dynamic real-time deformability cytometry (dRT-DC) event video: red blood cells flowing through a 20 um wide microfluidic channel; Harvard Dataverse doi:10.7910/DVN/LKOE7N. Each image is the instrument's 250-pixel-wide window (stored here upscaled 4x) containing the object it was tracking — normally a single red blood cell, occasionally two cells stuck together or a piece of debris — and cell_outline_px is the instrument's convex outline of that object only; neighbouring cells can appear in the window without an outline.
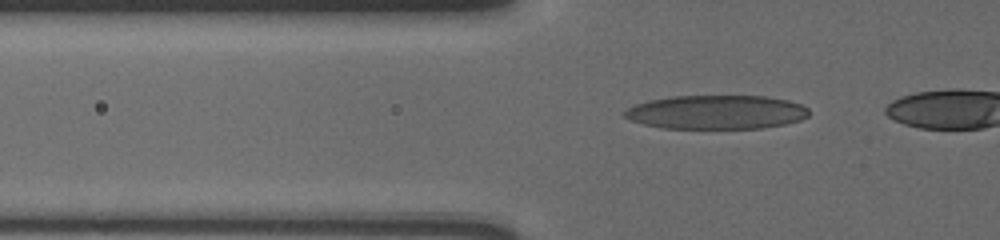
{"species": "human", "species_latin": "Homo sapiens", "temperature_condition": "cold", "stored_images_in_passage": 36, "camera_frame_rate_fps": 3000, "um_per_image_px": 0.085, "donor": {"sex": "male"}, "frame": {"image": 1, "passage_image": 18, "time_ms": 5.667, "image_size_px": [1000, 240], "cell_outline_px": [[808, 116], [800, 120], [784, 124], [760, 128], [664, 128], [644, 124], [632, 120], [624, 116], [620, 112], [636, 104], [648, 100], [672, 96], [764, 96], [788, 100], [800, 104], [808, 108]], "centroid_in_image_um": [60.87, 9.53], "position_along_channel_um": 64.9, "area_um2": 36.36}}
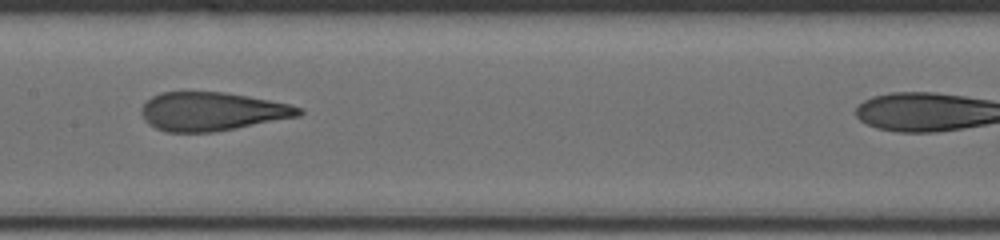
{"frame": {"image": 2, "passage_image": 29, "time_ms": 9.333, "image_size_px": [1000, 240], "cell_outline_px": [[304, 112], [300, 116], [236, 128], [212, 132], [164, 132], [148, 124], [144, 120], [140, 112], [144, 104], [152, 96], [160, 92], [224, 92], [248, 96], [288, 104], [304, 108]], "centroid_in_image_um": [18.01, 9.48], "position_along_channel_um": 189.4, "area_um2": 35.37}}
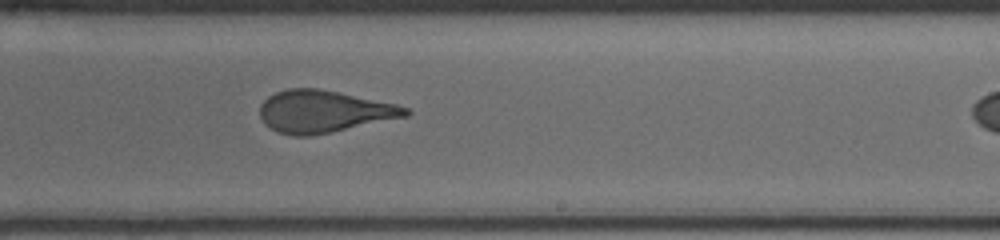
{"frame": {"image": 3, "passage_image": 35, "time_ms": 11.333, "image_size_px": [1000, 240], "cell_outline_px": [[412, 112], [408, 116], [308, 136], [292, 136], [276, 132], [264, 124], [260, 116], [260, 104], [268, 96], [276, 92], [288, 88], [320, 88], [396, 104], [408, 108]], "centroid_in_image_um": [27.48, 9.47], "position_along_channel_um": 261.5, "area_um2": 35.66}}